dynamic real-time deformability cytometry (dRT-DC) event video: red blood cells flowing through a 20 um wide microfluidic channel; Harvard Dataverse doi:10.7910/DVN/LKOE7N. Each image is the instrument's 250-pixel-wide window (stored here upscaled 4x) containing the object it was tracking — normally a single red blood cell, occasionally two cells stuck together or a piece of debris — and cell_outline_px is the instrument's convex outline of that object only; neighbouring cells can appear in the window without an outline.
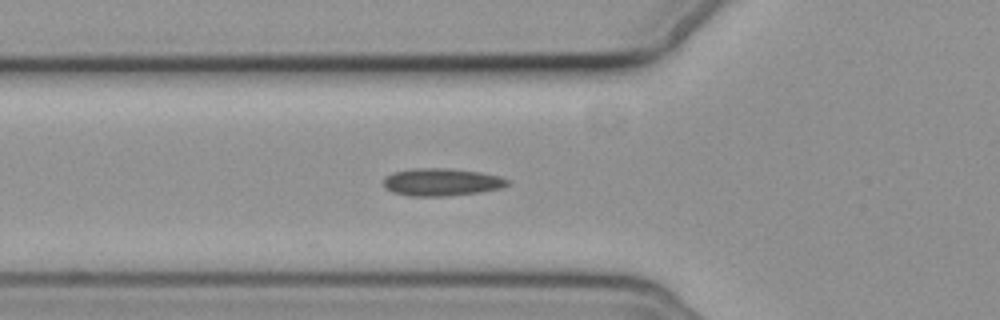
{"species": "common noctule bat (a hibernating species)", "species_latin": "Nyctalus noctula", "temperature_condition": "cold", "stored_images_in_passage": 2, "camera_frame_rate_fps": 3000, "um_per_image_px": 0.085, "animal": {"sex": "female", "body_mass_g": 19.3, "forearm_length_mm": 54.1}, "frame": {"image": 1, "passage_image": 2, "time_ms": 1.333, "image_size_px": [1000, 320], "cell_outline_px": [[508, 184], [500, 188], [480, 192], [448, 196], [408, 196], [392, 192], [384, 188], [384, 176], [392, 172], [412, 168], [448, 168], [480, 172], [500, 176], [508, 180]], "centroid_in_image_um": [37.48, 15.47], "position_along_channel_um": 88.3, "area_um2": 20.06}}